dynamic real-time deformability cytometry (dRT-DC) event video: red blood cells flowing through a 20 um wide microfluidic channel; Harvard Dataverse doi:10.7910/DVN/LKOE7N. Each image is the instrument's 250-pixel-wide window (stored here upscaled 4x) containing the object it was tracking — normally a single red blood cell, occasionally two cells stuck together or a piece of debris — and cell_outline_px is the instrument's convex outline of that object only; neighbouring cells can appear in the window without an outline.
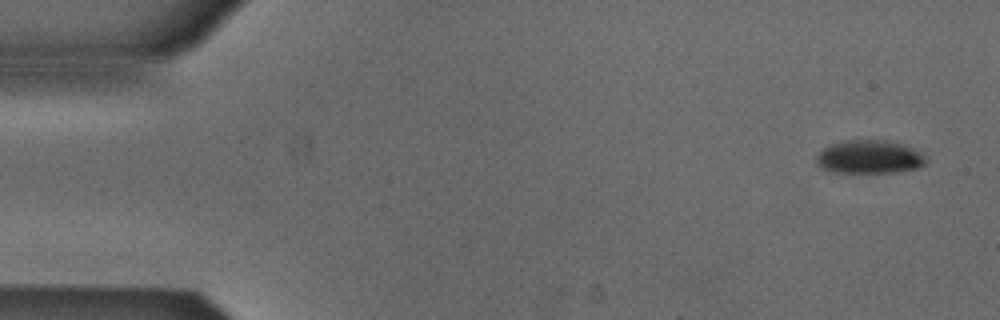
{"species": "Egyptian fruit bat (a non-hibernating species)", "species_latin": "Rousettus aegyptiacus", "temperature_condition": "cold", "stored_images_in_passage": 6, "camera_frame_rate_fps": 3000, "um_per_image_px": 0.085, "animal": {"sex": "male"}, "frame": {"image": 1, "passage_image": 1, "time_ms": 0.0, "image_size_px": [1000, 320], "cell_outline_px": [[928, 160], [924, 164], [916, 168], [896, 172], [832, 172], [820, 168], [816, 164], [816, 156], [824, 148], [832, 144], [848, 140], [880, 140], [900, 144], [912, 148], [920, 152]], "centroid_in_image_um": [73.86, 13.35], "position_along_channel_um": 11.1, "area_um2": 21.04}}
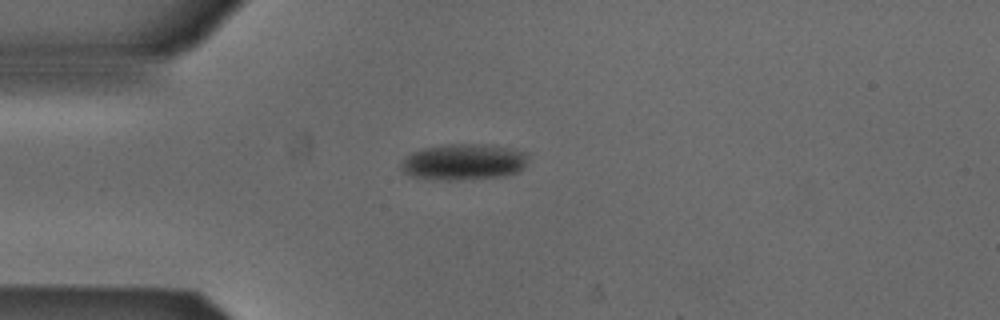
{"frame": {"image": 2, "passage_image": 4, "time_ms": 1.0, "image_size_px": [1000, 320], "cell_outline_px": [[528, 160], [524, 168], [516, 172], [504, 176], [460, 180], [428, 180], [412, 176], [404, 172], [400, 168], [400, 164], [412, 152], [424, 148], [448, 144], [484, 144], [508, 148], [528, 152]], "centroid_in_image_um": [39.42, 13.78], "position_along_channel_um": 45.6, "area_um2": 26.93}}